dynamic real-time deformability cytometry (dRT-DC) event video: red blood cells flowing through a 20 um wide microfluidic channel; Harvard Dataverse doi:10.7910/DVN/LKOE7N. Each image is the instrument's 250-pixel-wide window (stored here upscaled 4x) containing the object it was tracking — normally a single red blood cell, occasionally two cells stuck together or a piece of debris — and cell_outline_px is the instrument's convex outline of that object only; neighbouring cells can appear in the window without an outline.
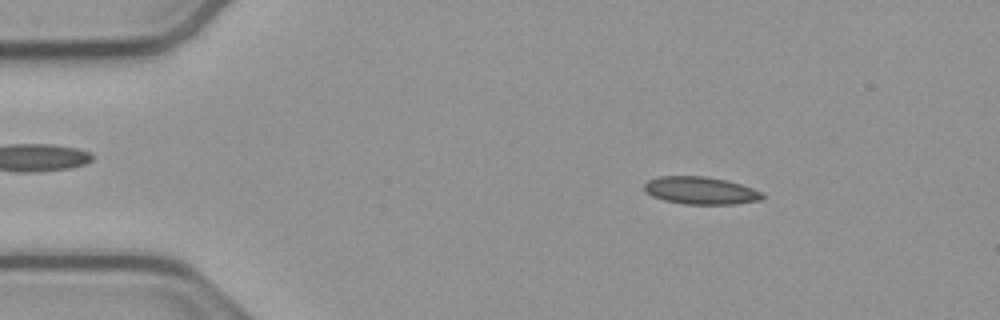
{"species": "common noctule bat (a hibernating species)", "species_latin": "Nyctalus noctula", "temperature_condition": "cold", "stored_images_in_passage": 53, "camera_frame_rate_fps": 3000, "um_per_image_px": 0.085, "animal": {"sex": "male", "body_mass_g": 23.1, "forearm_length_mm": 52.7}, "frame": {"image": 1, "passage_image": 8, "time_ms": 2.333, "image_size_px": [1000, 320], "cell_outline_px": [[764, 200], [736, 204], [684, 204], [664, 200], [652, 196], [644, 192], [644, 184], [648, 180], [660, 176], [704, 176], [728, 180], [764, 192]], "centroid_in_image_um": [59.58, 16.2], "position_along_channel_um": 25.4, "area_um2": 19.19}}
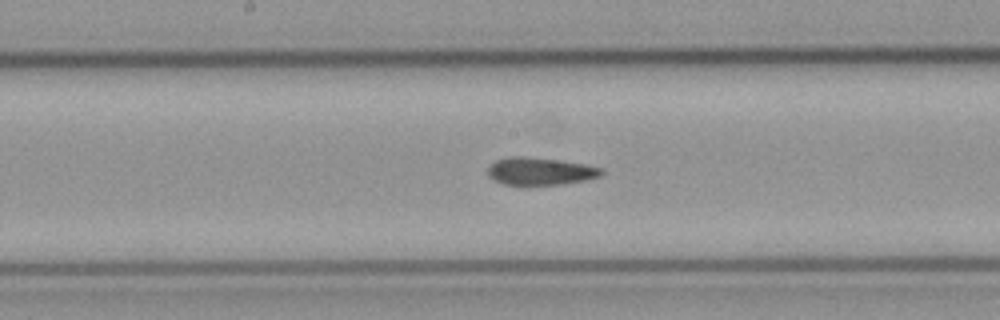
{"frame": {"image": 2, "passage_image": 27, "time_ms": 8.667, "image_size_px": [1000, 320], "cell_outline_px": [[604, 172], [600, 176], [584, 180], [560, 184], [524, 188], [520, 188], [504, 184], [492, 180], [488, 176], [488, 168], [496, 160], [512, 156], [524, 156], [560, 160], [584, 164], [604, 168]], "centroid_in_image_um": [45.87, 14.6], "position_along_channel_um": 202.3, "area_um2": 18.96}}
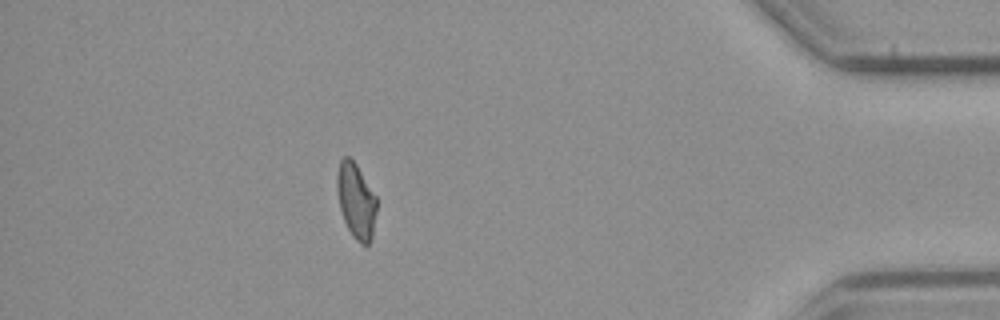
{"frame": {"image": 3, "passage_image": 47, "time_ms": 15.333, "image_size_px": [1000, 320], "cell_outline_px": [[376, 212], [372, 236], [368, 244], [360, 244], [352, 236], [344, 220], [340, 208], [336, 188], [336, 176], [340, 160], [344, 156], [348, 156], [356, 164], [376, 196]], "centroid_in_image_um": [30.25, 17.06], "position_along_channel_um": 405.0, "area_um2": 17.28}, "authors_computed_cell_mechanics": {"area_um2": 18.496, "velocity_mm_per_s": 3.8146, "shape_relaxation_time_tau1_ms": null, "shape_relaxation_time_tau2_ms": 3.6993, "deformation_change_tau1": null, "deformation_change_tau2": 0.1064}}